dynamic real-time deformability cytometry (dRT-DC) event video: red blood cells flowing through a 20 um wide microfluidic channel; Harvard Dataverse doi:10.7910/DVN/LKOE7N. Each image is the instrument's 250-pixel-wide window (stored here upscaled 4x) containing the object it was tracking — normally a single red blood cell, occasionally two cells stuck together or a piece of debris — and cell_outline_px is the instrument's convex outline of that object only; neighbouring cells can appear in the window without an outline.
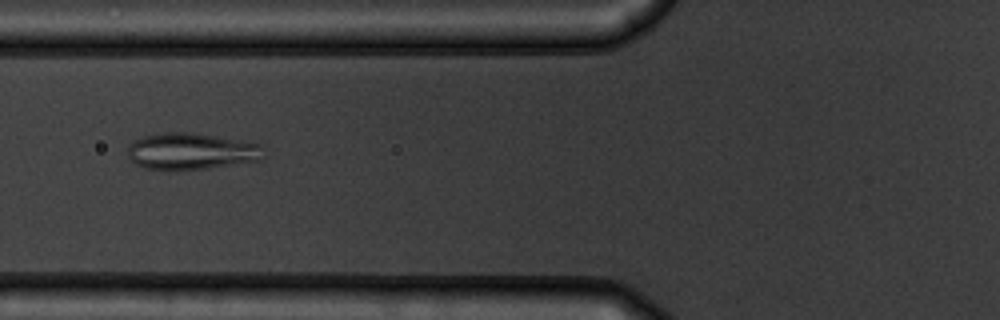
{"species": "common noctule bat (a hibernating species)", "species_latin": "Nyctalus noctula", "temperature_condition": "warm", "stored_images_in_passage": 51, "camera_frame_rate_fps": 3000, "um_per_image_px": 0.085, "animal": {"sex": "male", "body_mass_g": 19.5, "forearm_length_mm": 54.6}, "frame": {"image": 1, "passage_image": 18, "time_ms": 5.667, "image_size_px": [1000, 320], "cell_outline_px": [[264, 160], [208, 168], [168, 172], [144, 168], [136, 164], [128, 156], [128, 144], [132, 140], [144, 136], [164, 132], [192, 132], [240, 140], [260, 144], [264, 156]], "centroid_in_image_um": [16.22, 12.88], "position_along_channel_um": 109.6, "area_um2": 29.65}}
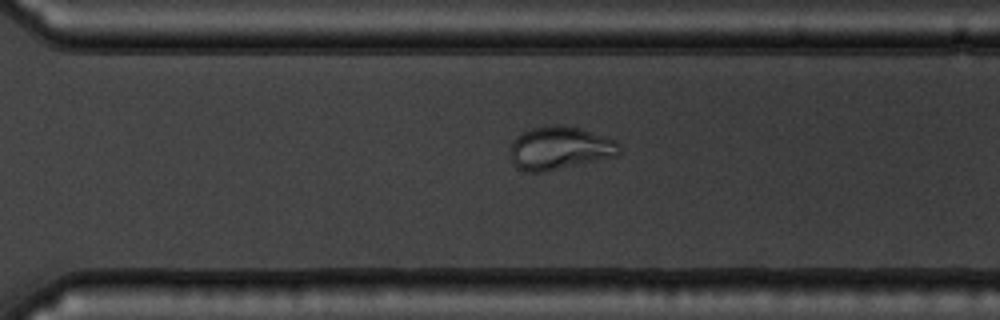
{"frame": {"image": 2, "passage_image": 35, "time_ms": 11.333, "image_size_px": [1000, 320], "cell_outline_px": [[620, 152], [616, 156], [544, 172], [524, 172], [516, 168], [512, 164], [508, 152], [512, 140], [516, 136], [532, 128], [552, 124], [564, 124], [580, 128], [616, 140], [620, 144]], "centroid_in_image_um": [47.52, 12.59], "position_along_channel_um": 323.1, "area_um2": 27.86}}
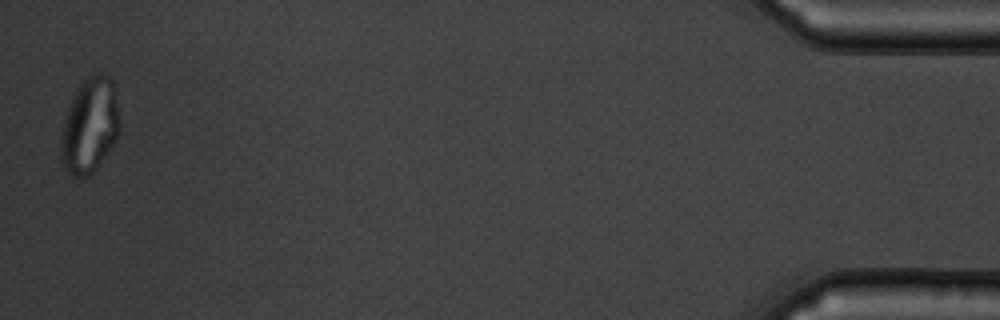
{"frame": {"image": 3, "passage_image": 50, "time_ms": 16.333, "image_size_px": [1000, 320], "cell_outline_px": [[120, 132], [116, 140], [92, 172], [84, 180], [72, 176], [64, 168], [60, 156], [60, 144], [64, 120], [68, 108], [80, 84], [88, 72], [108, 72], [112, 80], [120, 120]], "centroid_in_image_um": [7.63, 10.65], "position_along_channel_um": 427.6, "area_um2": 32.89}, "authors_computed_cell_mechanics": {"area_um2": 29.7092, "velocity_mm_per_s": 3.786, "shape_relaxation_time_tau1_ms": 5.993, "shape_relaxation_time_tau2_ms": null, "deformation_change_tau1": 0.1765, "deformation_change_tau2": null}}